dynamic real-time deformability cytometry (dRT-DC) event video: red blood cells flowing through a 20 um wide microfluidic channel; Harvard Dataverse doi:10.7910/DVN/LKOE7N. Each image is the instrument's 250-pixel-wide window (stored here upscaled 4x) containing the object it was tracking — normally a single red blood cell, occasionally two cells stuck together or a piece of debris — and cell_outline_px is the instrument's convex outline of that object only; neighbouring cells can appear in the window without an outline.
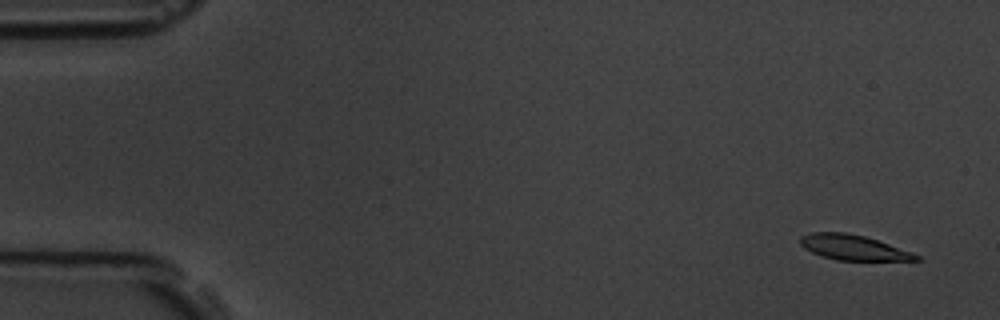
{"species": "common noctule bat (a hibernating species)", "species_latin": "Nyctalus noctula", "temperature_condition": "room temperature", "stored_images_in_passage": 5, "camera_frame_rate_fps": 3000, "um_per_image_px": 0.085, "animal": {"sex": "male", "body_mass_g": 19.5, "forearm_length_mm": 54.6}, "frame": {"image": 1, "passage_image": 1, "time_ms": 0.0, "image_size_px": [1000, 320], "cell_outline_px": [[920, 260], [836, 260], [820, 256], [804, 248], [800, 244], [800, 236], [812, 232], [844, 232], [864, 236], [912, 252], [920, 256]], "centroid_in_image_um": [72.48, 21.03], "position_along_channel_um": 12.5, "area_um2": 16.82}}
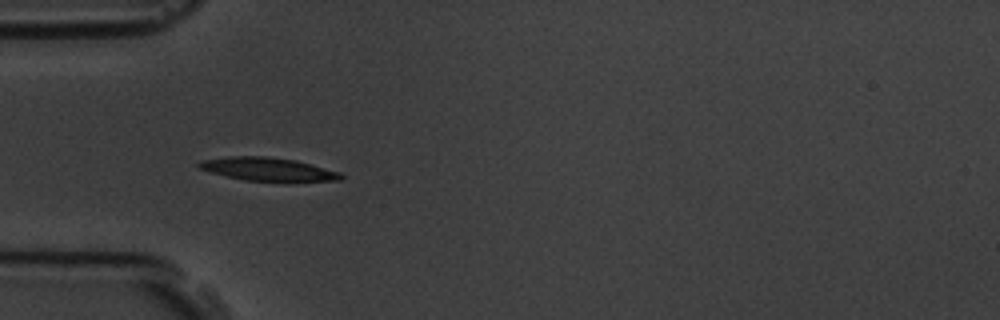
{"frame": {"image": 2, "passage_image": 5, "time_ms": 4.667, "image_size_px": [1000, 320], "cell_outline_px": [[344, 176], [340, 180], [292, 184], [244, 180], [224, 176], [208, 172], [200, 168], [196, 164], [200, 160], [232, 156], [268, 156], [296, 160], [340, 172]], "centroid_in_image_um": [22.83, 14.43], "position_along_channel_um": 62.2, "area_um2": 20.29}}